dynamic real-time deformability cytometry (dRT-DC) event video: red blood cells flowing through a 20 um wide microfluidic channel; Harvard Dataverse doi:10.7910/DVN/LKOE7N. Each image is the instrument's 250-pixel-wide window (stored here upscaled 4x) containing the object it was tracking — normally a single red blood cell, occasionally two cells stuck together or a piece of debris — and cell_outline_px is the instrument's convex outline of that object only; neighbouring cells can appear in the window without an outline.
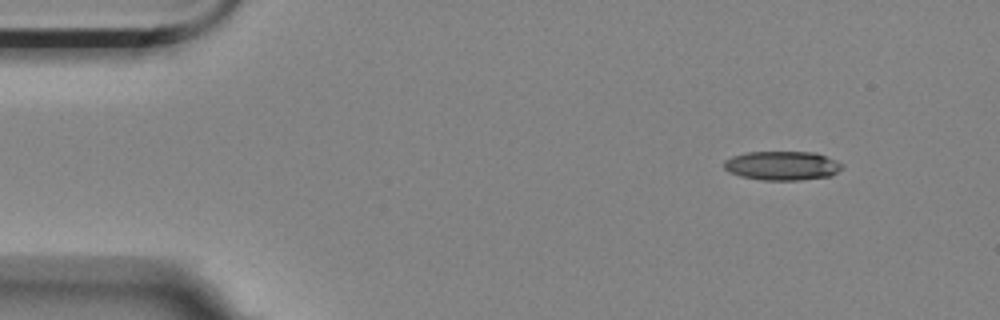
{"species": "Egyptian fruit bat (a non-hibernating species)", "species_latin": "Rousettus aegyptiacus", "temperature_condition": "room temperature", "stored_images_in_passage": 4, "camera_frame_rate_fps": 3000, "um_per_image_px": 0.085, "animal": {"sex": "female"}, "frame": {"image": 1, "passage_image": 1, "time_ms": 0.0, "image_size_px": [1000, 320], "cell_outline_px": [[840, 168], [832, 176], [800, 180], [760, 180], [740, 176], [728, 172], [724, 168], [724, 160], [732, 156], [748, 152], [816, 152], [836, 160], [840, 164]], "centroid_in_image_um": [66.44, 14.08], "position_along_channel_um": 18.6, "area_um2": 20.0}}